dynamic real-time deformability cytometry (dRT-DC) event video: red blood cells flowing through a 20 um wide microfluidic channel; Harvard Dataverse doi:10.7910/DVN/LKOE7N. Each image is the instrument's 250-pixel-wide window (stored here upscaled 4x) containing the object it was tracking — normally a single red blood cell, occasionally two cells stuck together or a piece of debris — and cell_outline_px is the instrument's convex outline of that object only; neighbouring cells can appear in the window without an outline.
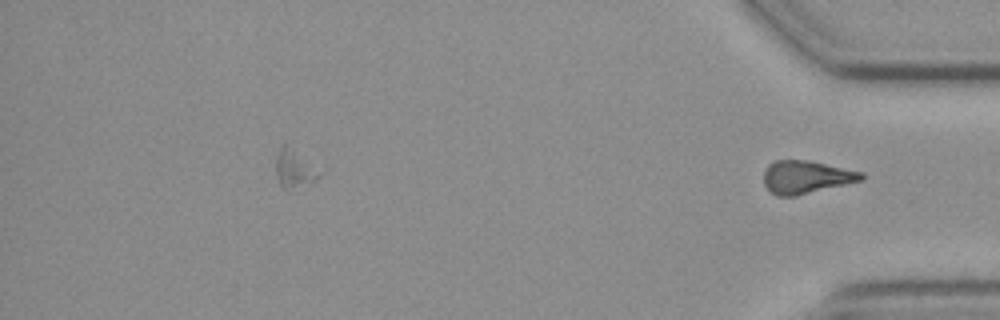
{"species": "common noctule bat (a hibernating species)", "species_latin": "Nyctalus noctula", "temperature_condition": "cold", "stored_images_in_passage": 53, "segment_of_instrument_passage": [2, 2], "camera_frame_rate_fps": 3000, "um_per_image_px": 0.085, "animal": {"sex": "female", "body_mass_g": 19.3, "forearm_length_mm": 54.1}, "frame": {"image": 1, "passage_image": 53, "time_ms": 17.333, "image_size_px": [1000, 320], "cell_outline_px": [[864, 180], [796, 196], [776, 196], [764, 184], [764, 172], [768, 164], [776, 160], [808, 160], [864, 172]], "centroid_in_image_um": [68.54, 15.05], "position_along_channel_um": 366.7, "area_um2": 18.79}}